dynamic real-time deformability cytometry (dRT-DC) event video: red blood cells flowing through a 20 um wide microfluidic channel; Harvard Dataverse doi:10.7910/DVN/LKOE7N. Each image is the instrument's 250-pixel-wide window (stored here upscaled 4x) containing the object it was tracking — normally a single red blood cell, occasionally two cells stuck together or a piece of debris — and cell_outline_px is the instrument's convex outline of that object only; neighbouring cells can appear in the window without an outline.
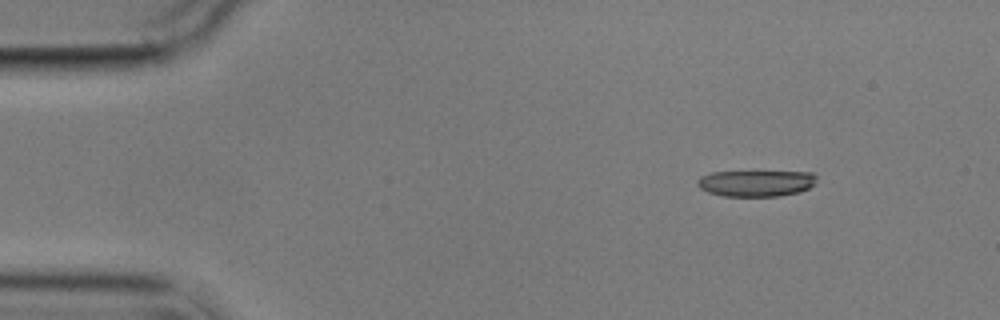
{"species": "common noctule bat (a hibernating species)", "species_latin": "Nyctalus noctula", "temperature_condition": "cold", "stored_images_in_passage": 4, "segment_of_instrument_passage": [1, 2], "camera_frame_rate_fps": 3000, "um_per_image_px": 0.085, "animal": {"sex": "male", "body_mass_g": 17.9}, "frame": {"image": 1, "passage_image": 1, "time_ms": 0.0, "image_size_px": [1000, 320], "cell_outline_px": [[816, 184], [800, 192], [776, 196], [724, 196], [708, 192], [700, 188], [696, 184], [696, 180], [700, 176], [712, 172], [812, 172], [816, 176]], "centroid_in_image_um": [64.25, 15.57], "position_along_channel_um": 20.7, "area_um2": 18.26}}